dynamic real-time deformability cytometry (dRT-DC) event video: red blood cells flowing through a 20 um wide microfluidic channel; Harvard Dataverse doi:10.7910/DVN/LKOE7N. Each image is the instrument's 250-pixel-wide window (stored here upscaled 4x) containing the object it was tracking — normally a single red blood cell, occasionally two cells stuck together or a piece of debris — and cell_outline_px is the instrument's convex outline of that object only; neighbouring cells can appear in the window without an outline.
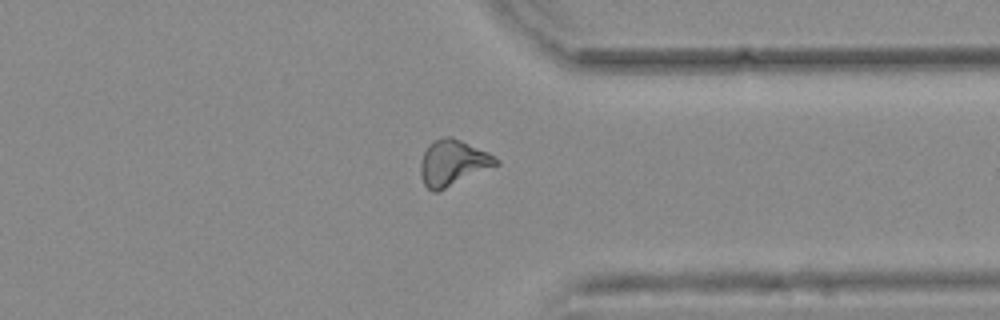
{"species": "common noctule bat (a hibernating species)", "species_latin": "Nyctalus noctula", "temperature_condition": "warm", "stored_images_in_passage": 43, "camera_frame_rate_fps": 3000, "um_per_image_px": 0.085, "animal": {"sex": "female", "body_mass_g": 25.1}, "frame": {"image": 1, "passage_image": 43, "time_ms": 14.0, "image_size_px": [1000, 320], "cell_outline_px": [[500, 164], [436, 192], [432, 192], [424, 184], [420, 176], [420, 164], [424, 152], [428, 144], [432, 140], [444, 136], [452, 136], [488, 152], [500, 160]], "centroid_in_image_um": [38.48, 13.82], "position_along_channel_um": 372.9, "area_um2": 20.17}, "authors_computed_cell_mechanics": {"area_um2": 18.9006, "velocity_mm_per_s": 3.7827, "shape_relaxation_time_tau1_ms": null, "shape_relaxation_time_tau2_ms": 5.3477, "deformation_change_tau1": null, "deformation_change_tau2": 0.1087}}